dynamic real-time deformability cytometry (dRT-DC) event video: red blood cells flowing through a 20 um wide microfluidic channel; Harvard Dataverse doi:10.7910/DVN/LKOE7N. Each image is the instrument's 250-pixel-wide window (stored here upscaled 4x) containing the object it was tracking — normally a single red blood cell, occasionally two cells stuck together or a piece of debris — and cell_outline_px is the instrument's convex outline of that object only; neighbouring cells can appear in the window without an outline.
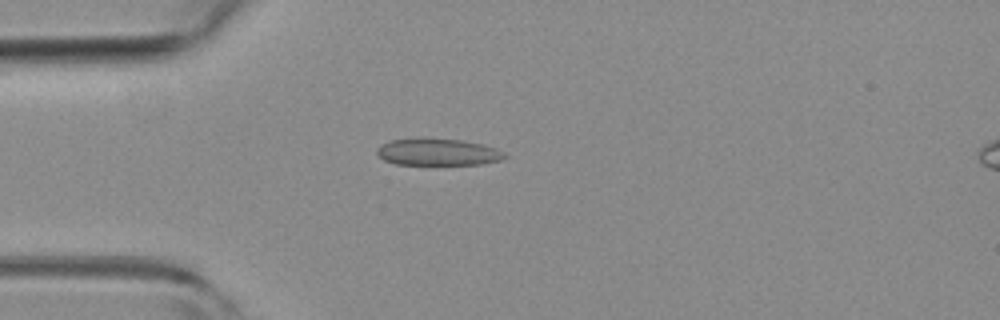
{"species": "common noctule bat (a hibernating species)", "species_latin": "Nyctalus noctula", "temperature_condition": "room temperature", "stored_images_in_passage": 5, "camera_frame_rate_fps": 3000, "um_per_image_px": 0.085, "animal": {"sex": "female", "body_mass_g": 19.3, "forearm_length_mm": 54.1}, "frame": {"image": 1, "passage_image": 4, "time_ms": 1.0, "image_size_px": [1000, 320], "cell_outline_px": [[508, 156], [500, 160], [480, 164], [396, 164], [384, 160], [376, 152], [376, 148], [380, 144], [392, 140], [416, 136], [424, 136], [464, 140], [496, 148], [504, 152]], "centroid_in_image_um": [37.17, 12.88], "position_along_channel_um": 47.8, "area_um2": 20.52}}